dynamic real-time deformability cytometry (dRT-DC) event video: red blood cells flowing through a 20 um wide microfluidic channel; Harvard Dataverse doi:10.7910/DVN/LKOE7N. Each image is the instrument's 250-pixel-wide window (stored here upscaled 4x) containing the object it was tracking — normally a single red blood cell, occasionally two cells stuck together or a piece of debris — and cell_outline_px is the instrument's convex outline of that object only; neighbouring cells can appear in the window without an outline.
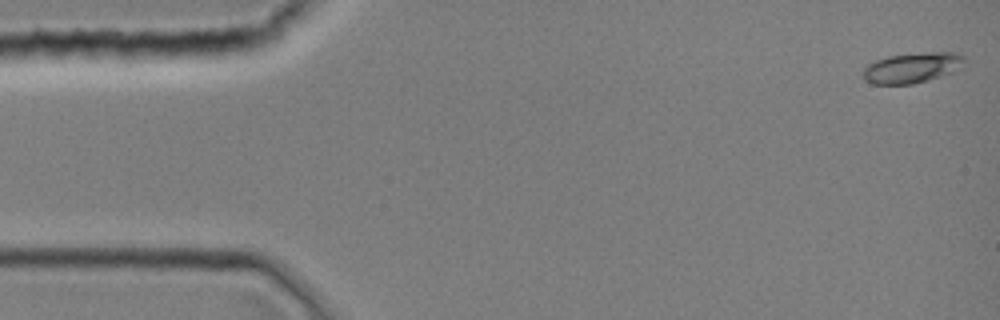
{"species": "common noctule bat (a hibernating species)", "species_latin": "Nyctalus noctula", "temperature_condition": "room temperature", "stored_images_in_passage": 3, "camera_frame_rate_fps": 3000, "um_per_image_px": 0.085, "animal": {"sex": "female", "body_mass_g": 19.0, "forearm_length_mm": 51.5}, "frame": {"image": 1, "passage_image": 1, "time_ms": 0.0, "image_size_px": [1000, 320], "cell_outline_px": [[964, 68], [928, 80], [912, 84], [872, 84], [864, 80], [860, 72], [868, 64], [876, 60], [888, 56], [928, 52], [956, 52], [964, 56]], "centroid_in_image_um": [77.52, 5.76], "position_along_channel_um": 7.5, "area_um2": 18.15}}